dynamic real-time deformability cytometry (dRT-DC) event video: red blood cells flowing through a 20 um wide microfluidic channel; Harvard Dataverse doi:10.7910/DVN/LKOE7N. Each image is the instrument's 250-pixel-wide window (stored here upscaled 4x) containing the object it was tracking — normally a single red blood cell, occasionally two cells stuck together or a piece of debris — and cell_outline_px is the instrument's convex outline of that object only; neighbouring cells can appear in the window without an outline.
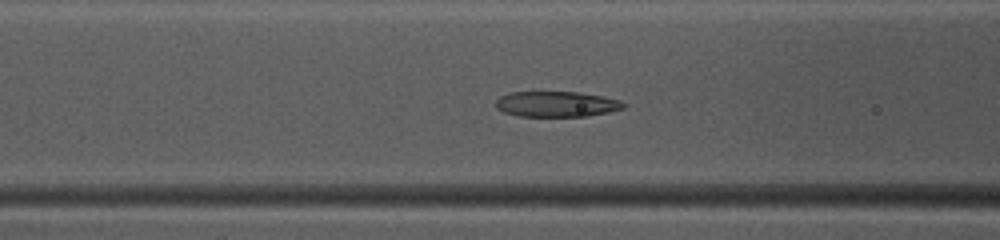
{"species": "common noctule bat (a hibernating species)", "species_latin": "Nyctalus noctula", "temperature_condition": "warm", "stored_images_in_passage": 38, "camera_frame_rate_fps": 3000, "um_per_image_px": 0.085, "animal": {"sex": "female", "body_mass_g": 10.0, "forearm_length_mm": 53.1}, "frame": {"image": 1, "passage_image": 9, "time_ms": 2.667, "image_size_px": [1000, 240], "cell_outline_px": [[628, 104], [624, 108], [608, 112], [588, 116], [516, 116], [504, 112], [496, 108], [496, 100], [500, 96], [508, 92], [580, 92], [604, 96], [620, 100]], "centroid_in_image_um": [47.32, 8.84], "position_along_channel_um": 119.3, "area_um2": 19.19}}
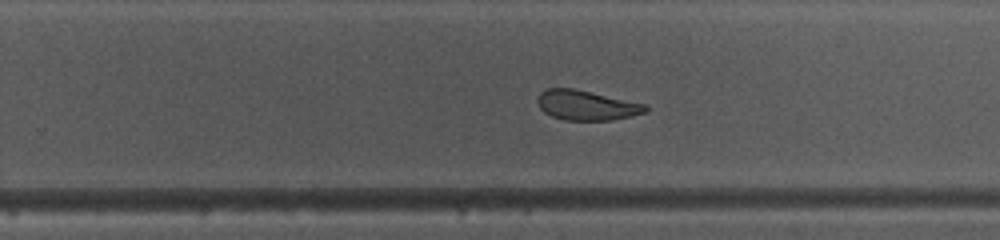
{"frame": {"image": 2, "passage_image": 21, "time_ms": 6.667, "image_size_px": [1000, 240], "cell_outline_px": [[648, 112], [612, 120], [564, 120], [552, 116], [544, 112], [540, 108], [536, 100], [540, 92], [548, 88], [572, 88], [648, 104]], "centroid_in_image_um": [49.86, 8.95], "position_along_channel_um": 279.9, "area_um2": 18.84}}
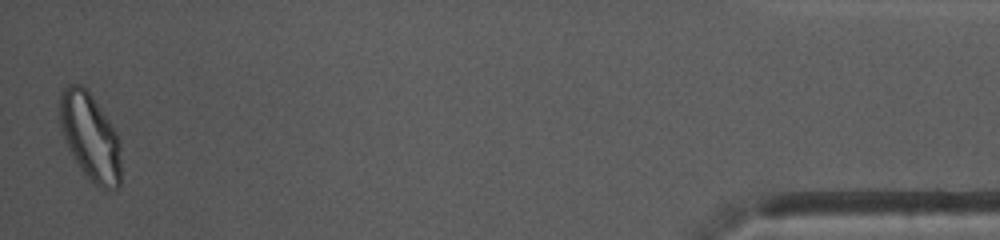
{"frame": {"image": 3, "passage_image": 38, "time_ms": 12.333, "image_size_px": [1000, 240], "cell_outline_px": [[120, 188], [100, 188], [92, 184], [80, 168], [68, 148], [60, 124], [60, 92], [68, 84], [80, 84], [92, 96], [116, 132], [120, 140]], "centroid_in_image_um": [7.67, 11.65], "position_along_channel_um": 427.5, "area_um2": 30.87}, "authors_computed_cell_mechanics": {"area_um2": 20.2011, "velocity_mm_per_s": 4.0152, "shape_relaxation_time_tau1_ms": 4.7062, "shape_relaxation_time_tau2_ms": 2.8096, "deformation_change_tau1": 0.1626, "deformation_change_tau2": 0.0478}}